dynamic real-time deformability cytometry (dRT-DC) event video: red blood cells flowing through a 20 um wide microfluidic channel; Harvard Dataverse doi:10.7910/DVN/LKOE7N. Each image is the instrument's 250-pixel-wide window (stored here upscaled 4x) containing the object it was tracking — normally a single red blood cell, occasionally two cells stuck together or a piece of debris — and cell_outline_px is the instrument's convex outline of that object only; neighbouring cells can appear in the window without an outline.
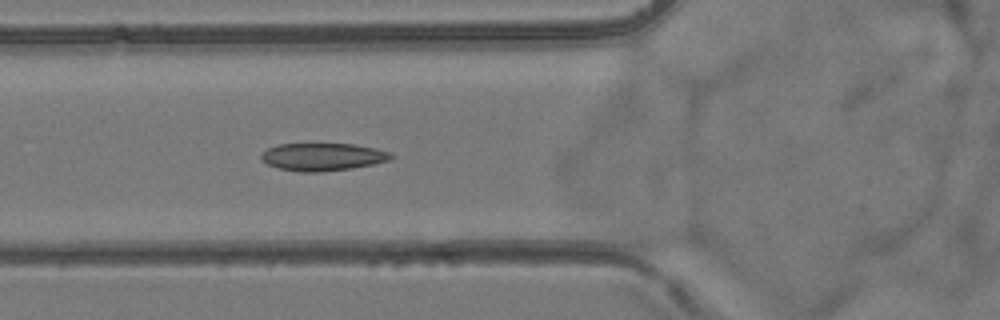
{"species": "common noctule bat (a hibernating species)", "species_latin": "Nyctalus noctula", "temperature_condition": "room temperature", "stored_images_in_passage": 6, "camera_frame_rate_fps": 3000, "um_per_image_px": 0.085, "animal": {"sex": "female", "body_mass_g": 24.6, "forearm_length_mm": 56.2}, "frame": {"image": 1, "passage_image": 5, "time_ms": 4.333, "image_size_px": [1000, 320], "cell_outline_px": [[396, 156], [388, 160], [372, 164], [352, 168], [320, 172], [300, 172], [276, 168], [268, 164], [260, 156], [268, 148], [276, 144], [352, 144], [376, 148], [392, 152]], "centroid_in_image_um": [27.45, 13.33], "position_along_channel_um": 98.3, "area_um2": 20.92}}